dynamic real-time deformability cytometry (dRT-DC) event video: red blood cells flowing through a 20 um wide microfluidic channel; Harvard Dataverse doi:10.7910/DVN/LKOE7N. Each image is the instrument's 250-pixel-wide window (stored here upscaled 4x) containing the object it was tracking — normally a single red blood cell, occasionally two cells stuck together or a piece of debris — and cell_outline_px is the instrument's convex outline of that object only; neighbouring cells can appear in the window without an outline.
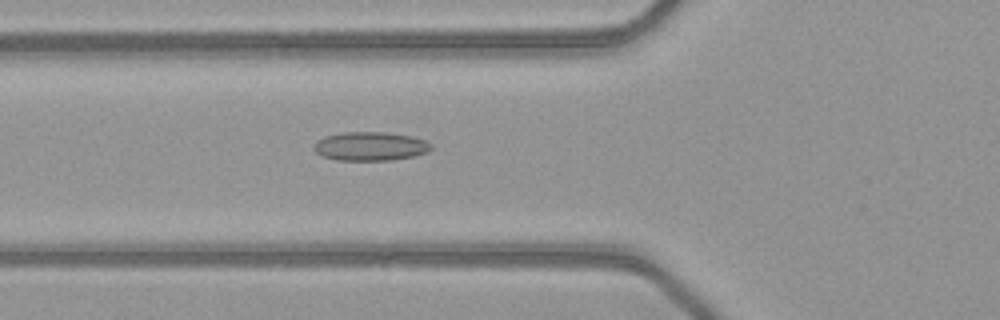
{"species": "common noctule bat (a hibernating species)", "species_latin": "Nyctalus noctula", "temperature_condition": "warm", "stored_images_in_passage": 40, "camera_frame_rate_fps": 3000, "um_per_image_px": 0.085, "animal": {"sex": "female", "body_mass_g": 21.9}, "frame": {"image": 1, "passage_image": 8, "time_ms": 2.333, "image_size_px": [1000, 320], "cell_outline_px": [[432, 148], [428, 152], [416, 156], [392, 160], [336, 160], [320, 156], [312, 148], [312, 144], [316, 140], [324, 136], [344, 132], [384, 132], [412, 136], [424, 140], [432, 144]], "centroid_in_image_um": [31.45, 12.44], "position_along_channel_um": 94.4, "area_um2": 20.0}}
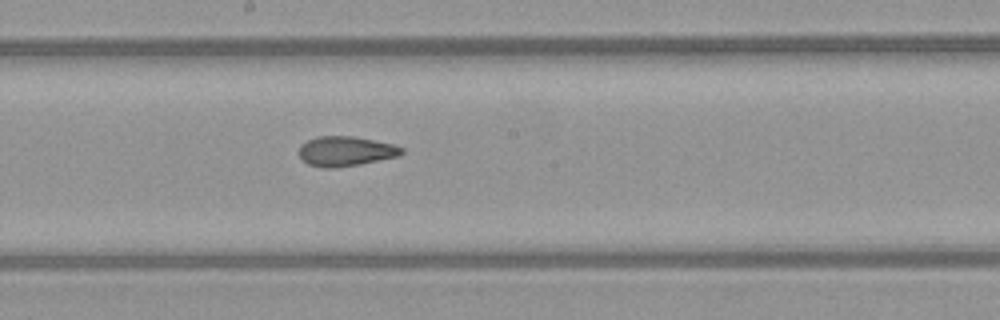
{"frame": {"image": 2, "passage_image": 17, "time_ms": 5.333, "image_size_px": [1000, 320], "cell_outline_px": [[404, 152], [400, 156], [360, 164], [336, 168], [320, 168], [308, 164], [300, 156], [300, 144], [316, 136], [352, 136], [392, 144], [404, 148]], "centroid_in_image_um": [29.38, 12.86], "position_along_channel_um": 218.8, "area_um2": 17.86}}
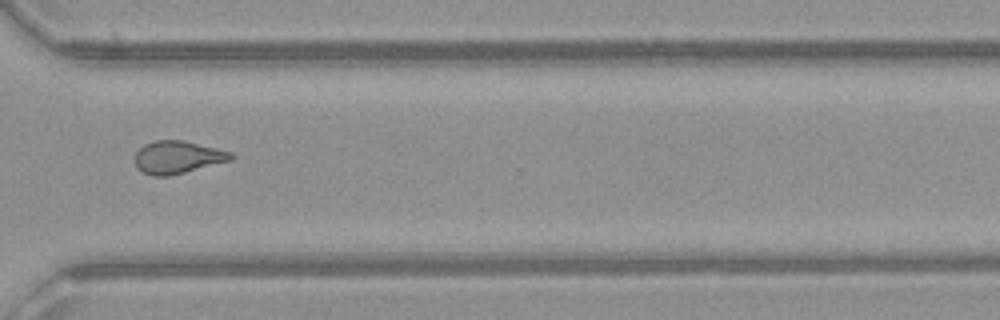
{"frame": {"image": 3, "passage_image": 27, "time_ms": 8.667, "image_size_px": [1000, 320], "cell_outline_px": [[236, 156], [232, 160], [168, 176], [152, 176], [136, 168], [136, 152], [144, 144], [156, 140], [184, 140], [232, 152]], "centroid_in_image_um": [15.11, 13.36], "position_along_channel_um": 355.5, "area_um2": 18.21}, "authors_computed_cell_mechanics": {"area_um2": 18.0914, "velocity_mm_per_s": 4.1123, "shape_relaxation_time_tau1_ms": null, "shape_relaxation_time_tau2_ms": 2.4672, "deformation_change_tau1": null, "deformation_change_tau2": 0.1063}}